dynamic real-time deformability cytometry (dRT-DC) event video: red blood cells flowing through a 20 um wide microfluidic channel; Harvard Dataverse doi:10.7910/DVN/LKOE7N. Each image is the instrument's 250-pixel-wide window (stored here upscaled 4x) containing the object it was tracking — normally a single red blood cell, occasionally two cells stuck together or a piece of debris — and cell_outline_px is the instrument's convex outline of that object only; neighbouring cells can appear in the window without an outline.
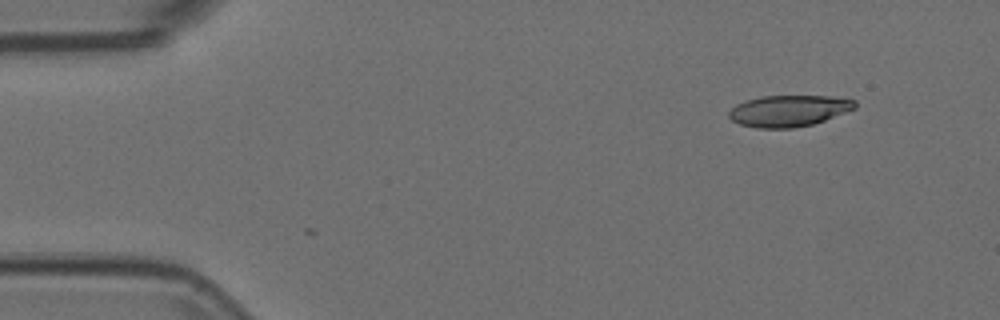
{"species": "Egyptian fruit bat (a non-hibernating species)", "species_latin": "Rousettus aegyptiacus", "temperature_condition": "room temperature", "stored_images_in_passage": 2, "camera_frame_rate_fps": 3000, "um_per_image_px": 0.085, "animal": {"sex": "female"}, "frame": {"image": 1, "passage_image": 2, "time_ms": 0.333, "image_size_px": [1000, 320], "cell_outline_px": [[856, 108], [824, 120], [812, 124], [792, 128], [756, 128], [740, 124], [732, 120], [728, 116], [728, 112], [736, 104], [744, 100], [760, 96], [832, 96], [856, 100]], "centroid_in_image_um": [67.02, 9.41], "position_along_channel_um": 18.0, "area_um2": 23.06}}